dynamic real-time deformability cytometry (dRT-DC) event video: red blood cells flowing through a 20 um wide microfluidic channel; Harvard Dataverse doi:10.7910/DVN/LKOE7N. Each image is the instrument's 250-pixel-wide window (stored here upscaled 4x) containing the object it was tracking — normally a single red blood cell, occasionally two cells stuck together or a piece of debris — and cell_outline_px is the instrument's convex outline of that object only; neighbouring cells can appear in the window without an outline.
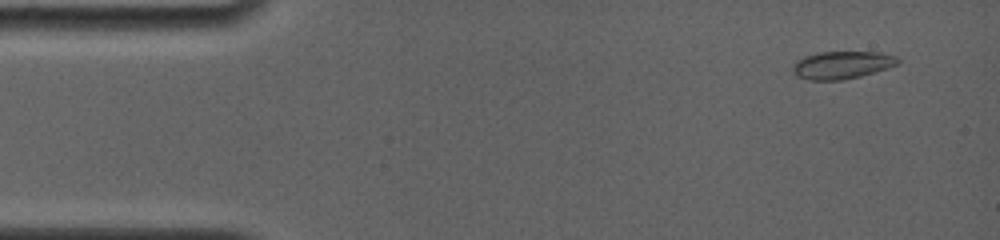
{"species": "common noctule bat (a hibernating species)", "species_latin": "Nyctalus noctula", "temperature_condition": "room temperature", "stored_images_in_passage": 14, "camera_frame_rate_fps": 4000, "um_per_image_px": 0.085, "animal": {"sex": "female", "body_mass_g": 19.0, "forearm_length_mm": 56.7}, "frame": {"image": 1, "passage_image": 5, "time_ms": 1.0, "image_size_px": [1000, 240], "cell_outline_px": [[900, 60], [896, 64], [860, 76], [840, 80], [812, 80], [796, 76], [792, 68], [796, 60], [804, 56], [820, 52], [876, 52], [896, 56]], "centroid_in_image_um": [71.51, 5.52], "position_along_channel_um": 13.5, "area_um2": 16.59}}